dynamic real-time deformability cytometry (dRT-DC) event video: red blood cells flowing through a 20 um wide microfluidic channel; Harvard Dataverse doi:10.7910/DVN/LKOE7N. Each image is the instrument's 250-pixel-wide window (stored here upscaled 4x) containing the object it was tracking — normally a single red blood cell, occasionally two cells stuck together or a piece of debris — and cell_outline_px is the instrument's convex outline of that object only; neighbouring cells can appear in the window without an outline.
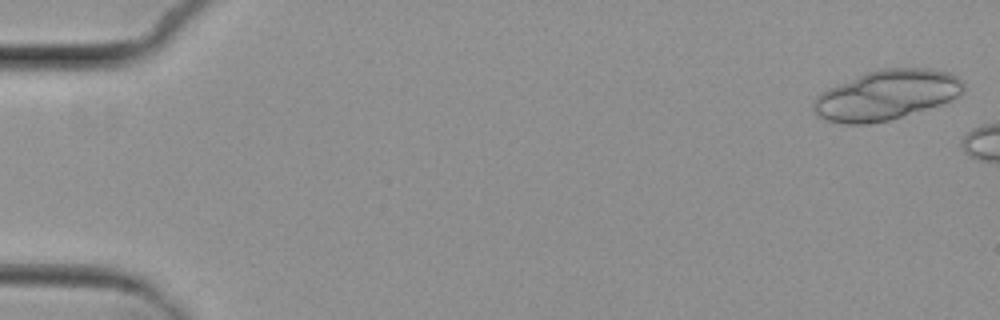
{"species": "common noctule bat (a hibernating species)", "species_latin": "Nyctalus noctula", "temperature_condition": "cold", "stored_images_in_passage": 10, "segment_of_instrument_passage": [1, 2], "camera_frame_rate_fps": 3000, "um_per_image_px": 0.085, "animal": {"sex": "female", "body_mass_g": 29.2, "forearm_length_mm": 56.3}, "frame": {"image": 1, "passage_image": 1, "time_ms": 0.0, "image_size_px": [1000, 320], "cell_outline_px": [[964, 92], [960, 96], [952, 100], [940, 104], [888, 120], [868, 124], [844, 124], [828, 120], [820, 116], [812, 108], [816, 96], [820, 92], [828, 88], [868, 72], [884, 68], [932, 68], [948, 72], [956, 76], [964, 84]], "centroid_in_image_um": [75.37, 8.07], "position_along_channel_um": 9.6, "area_um2": 43.18}}